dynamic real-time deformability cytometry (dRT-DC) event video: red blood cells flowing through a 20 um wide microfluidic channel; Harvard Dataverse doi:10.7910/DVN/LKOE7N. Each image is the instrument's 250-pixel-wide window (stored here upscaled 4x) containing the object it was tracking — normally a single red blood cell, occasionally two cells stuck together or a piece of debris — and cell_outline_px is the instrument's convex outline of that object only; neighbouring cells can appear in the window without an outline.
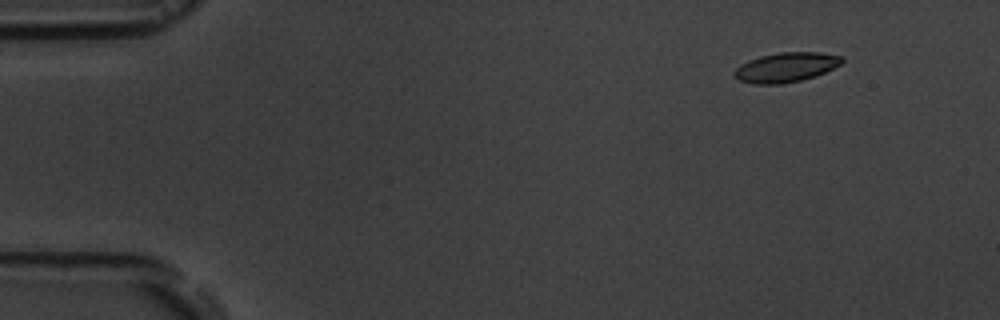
{"species": "common noctule bat (a hibernating species)", "species_latin": "Nyctalus noctula", "temperature_condition": "room temperature", "stored_images_in_passage": 5, "camera_frame_rate_fps": 3000, "um_per_image_px": 0.085, "animal": {"sex": "male", "body_mass_g": 19.5, "forearm_length_mm": 54.6}, "frame": {"image": 1, "passage_image": 1, "time_ms": 0.0, "image_size_px": [1000, 320], "cell_outline_px": [[844, 60], [840, 64], [824, 72], [800, 80], [780, 84], [756, 84], [740, 80], [732, 72], [740, 64], [748, 60], [760, 56], [780, 52], [820, 52], [840, 56]], "centroid_in_image_um": [66.77, 5.71], "position_along_channel_um": 18.2, "area_um2": 18.26}}
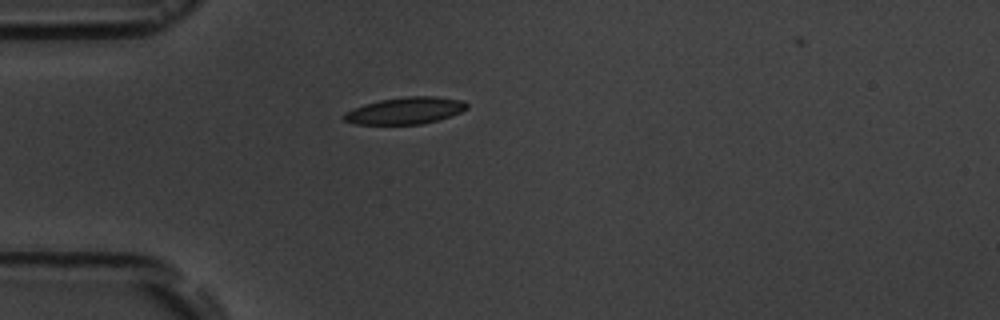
{"frame": {"image": 2, "passage_image": 4, "time_ms": 3.333, "image_size_px": [1000, 320], "cell_outline_px": [[468, 108], [460, 112], [436, 120], [420, 124], [356, 124], [344, 120], [344, 116], [348, 112], [364, 104], [380, 100], [404, 96], [436, 96], [464, 100], [468, 104]], "centroid_in_image_um": [34.5, 9.39], "position_along_channel_um": 50.5, "area_um2": 18.96}}